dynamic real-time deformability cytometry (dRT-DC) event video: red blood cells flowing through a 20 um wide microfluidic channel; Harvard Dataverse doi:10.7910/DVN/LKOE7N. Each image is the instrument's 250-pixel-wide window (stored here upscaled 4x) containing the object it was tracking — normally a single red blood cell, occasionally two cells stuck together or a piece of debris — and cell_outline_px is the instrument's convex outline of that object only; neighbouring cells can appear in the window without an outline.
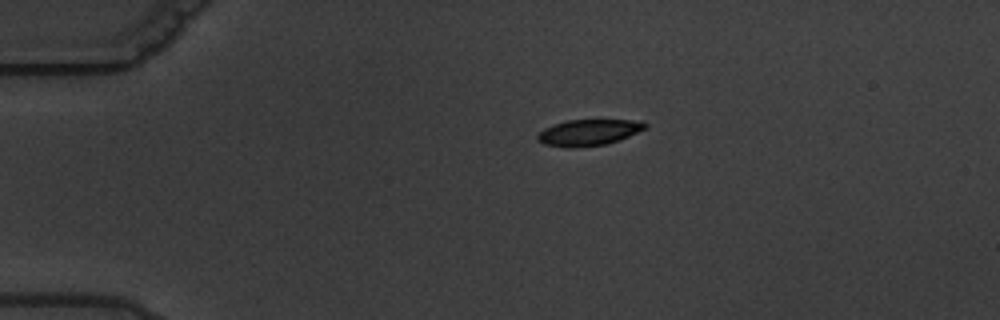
{"species": "common noctule bat (a hibernating species)", "species_latin": "Nyctalus noctula", "temperature_condition": "warm", "stored_images_in_passage": 3, "camera_frame_rate_fps": 3000, "um_per_image_px": 0.085, "animal": {"sex": "male", "body_mass_g": 19.5, "forearm_length_mm": 54.6}, "frame": {"image": 1, "passage_image": 2, "time_ms": 1.0, "image_size_px": [1000, 320], "cell_outline_px": [[648, 124], [644, 128], [620, 140], [604, 144], [572, 148], [564, 148], [544, 144], [536, 140], [536, 136], [544, 128], [568, 120], [640, 120]], "centroid_in_image_um": [49.99, 11.27], "position_along_channel_um": 35.0, "area_um2": 16.3}}